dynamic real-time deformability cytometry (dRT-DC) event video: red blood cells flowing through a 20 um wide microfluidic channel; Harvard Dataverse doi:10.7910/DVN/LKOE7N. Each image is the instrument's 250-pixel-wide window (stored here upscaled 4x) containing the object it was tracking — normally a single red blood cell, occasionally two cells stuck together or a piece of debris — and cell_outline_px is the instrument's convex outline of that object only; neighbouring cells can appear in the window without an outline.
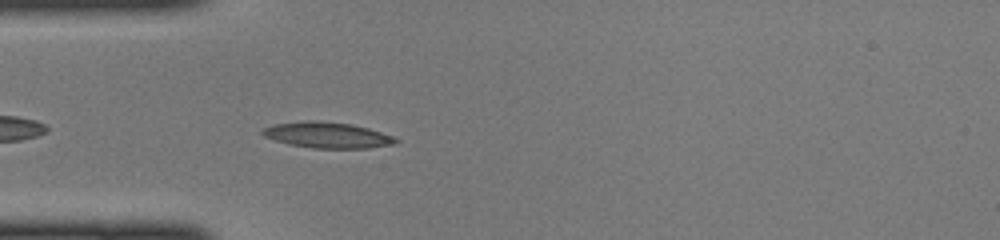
{"species": "common noctule bat (a hibernating species)", "species_latin": "Nyctalus noctula", "temperature_condition": "cold", "stored_images_in_passage": 36, "camera_frame_rate_fps": 3000, "um_per_image_px": 0.085, "animal": {"sex": "female", "body_mass_g": 22.0, "forearm_length_mm": 56.7}, "frame": {"image": 1, "passage_image": 3, "time_ms": 0.667, "image_size_px": [1000, 240], "cell_outline_px": [[400, 140], [396, 144], [368, 148], [312, 148], [288, 144], [264, 136], [260, 132], [260, 128], [272, 124], [308, 120], [316, 120], [352, 124], [368, 128], [392, 136]], "centroid_in_image_um": [27.79, 11.47], "position_along_channel_um": 57.2, "area_um2": 20.23}}
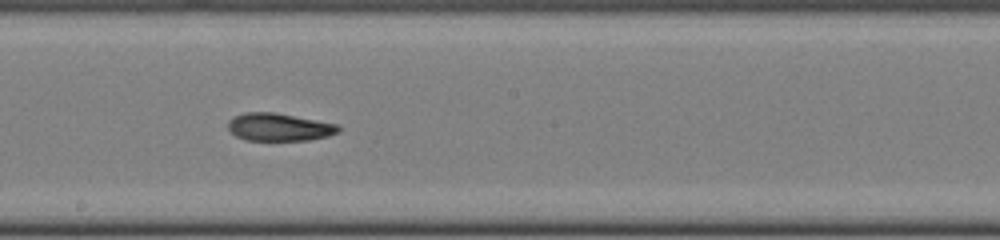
{"frame": {"image": 2, "passage_image": 15, "time_ms": 4.667, "image_size_px": [1000, 240], "cell_outline_px": [[340, 132], [328, 136], [308, 140], [244, 140], [236, 136], [228, 128], [228, 120], [232, 116], [244, 112], [276, 112], [336, 124], [340, 128]], "centroid_in_image_um": [23.69, 10.79], "position_along_channel_um": 224.5, "area_um2": 17.92}}
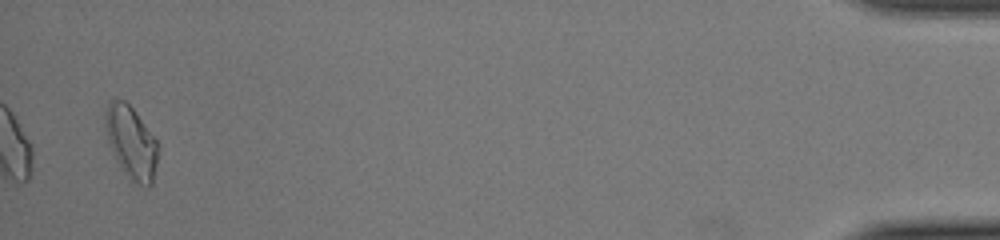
{"frame": {"image": 3, "passage_image": 35, "time_ms": 11.333, "image_size_px": [1000, 240], "cell_outline_px": [[160, 148], [152, 184], [148, 188], [128, 180], [112, 152], [104, 128], [104, 116], [108, 104], [112, 100], [124, 100], [132, 108], [156, 140]], "centroid_in_image_um": [11.16, 12.15], "position_along_channel_um": 424.0, "area_um2": 22.37}}